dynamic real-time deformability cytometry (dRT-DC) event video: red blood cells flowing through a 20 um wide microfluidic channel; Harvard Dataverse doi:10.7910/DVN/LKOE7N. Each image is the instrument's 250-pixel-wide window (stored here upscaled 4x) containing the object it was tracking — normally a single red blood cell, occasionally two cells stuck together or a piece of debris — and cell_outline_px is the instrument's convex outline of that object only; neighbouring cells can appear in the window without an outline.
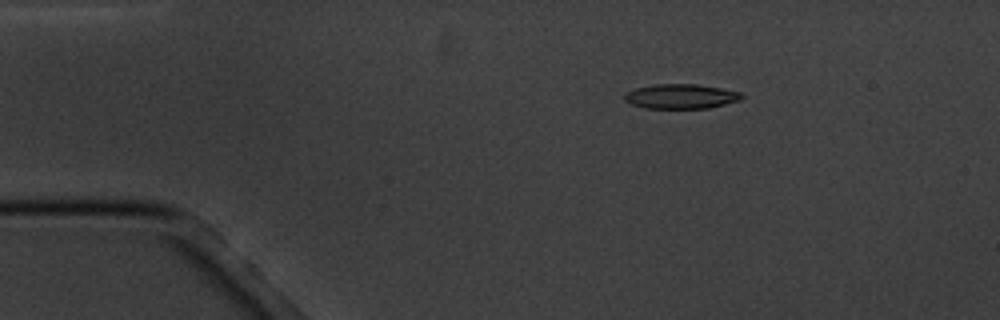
{"species": "common noctule bat (a hibernating species)", "species_latin": "Nyctalus noctula", "temperature_condition": "cold", "stored_images_in_passage": 4, "camera_frame_rate_fps": 3000, "um_per_image_px": 0.085, "animal": {"sex": "male", "body_mass_g": 20.1, "forearm_length_mm": 53.5}, "frame": {"image": 1, "passage_image": 2, "time_ms": 2.0, "image_size_px": [1000, 320], "cell_outline_px": [[744, 96], [740, 100], [708, 108], [644, 108], [632, 104], [624, 100], [624, 92], [636, 88], [652, 84], [696, 84], [720, 88], [740, 92]], "centroid_in_image_um": [57.84, 8.18], "position_along_channel_um": 27.2, "area_um2": 16.82}}